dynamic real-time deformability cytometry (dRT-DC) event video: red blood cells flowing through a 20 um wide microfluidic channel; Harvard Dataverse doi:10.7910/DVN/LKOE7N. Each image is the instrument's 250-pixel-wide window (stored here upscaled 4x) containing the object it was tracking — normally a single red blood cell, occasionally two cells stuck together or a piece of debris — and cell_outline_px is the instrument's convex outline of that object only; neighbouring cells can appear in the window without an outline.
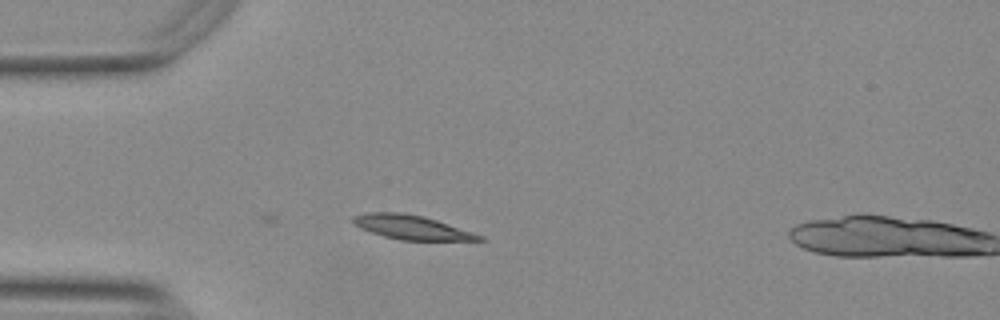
{"species": "Egyptian fruit bat (a non-hibernating species)", "species_latin": "Rousettus aegyptiacus", "temperature_condition": "warm", "stored_images_in_passage": 6, "camera_frame_rate_fps": 3000, "um_per_image_px": 0.085, "animal": {"sex": "female"}, "frame": {"image": 1, "passage_image": 6, "time_ms": 1.667, "image_size_px": [1000, 320], "cell_outline_px": [[484, 240], [400, 240], [384, 236], [360, 228], [352, 220], [352, 216], [368, 212], [400, 212], [424, 216], [484, 236]], "centroid_in_image_um": [34.97, 19.31], "position_along_channel_um": 50.0, "area_um2": 17.51}}